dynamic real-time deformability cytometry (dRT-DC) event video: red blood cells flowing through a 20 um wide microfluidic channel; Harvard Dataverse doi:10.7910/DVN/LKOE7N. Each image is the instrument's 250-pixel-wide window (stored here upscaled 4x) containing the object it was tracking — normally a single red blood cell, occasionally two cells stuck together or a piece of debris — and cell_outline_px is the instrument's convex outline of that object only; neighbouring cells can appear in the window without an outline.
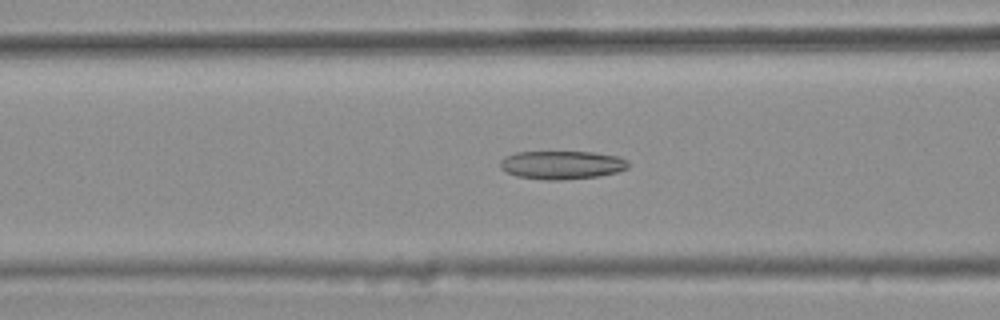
{"species": "common noctule bat (a hibernating species)", "species_latin": "Nyctalus noctula", "temperature_condition": "warm", "stored_images_in_passage": 41, "camera_frame_rate_fps": 3000, "um_per_image_px": 0.085, "animal": {"sex": "female", "body_mass_g": 25.1}, "frame": {"image": 1, "passage_image": 16, "time_ms": 5.0, "image_size_px": [1000, 320], "cell_outline_px": [[628, 168], [616, 172], [600, 176], [556, 180], [544, 180], [516, 176], [500, 168], [500, 160], [504, 156], [516, 152], [592, 152], [620, 156], [628, 160]], "centroid_in_image_um": [47.76, 14.01], "position_along_channel_um": 118.8, "area_um2": 21.27}}
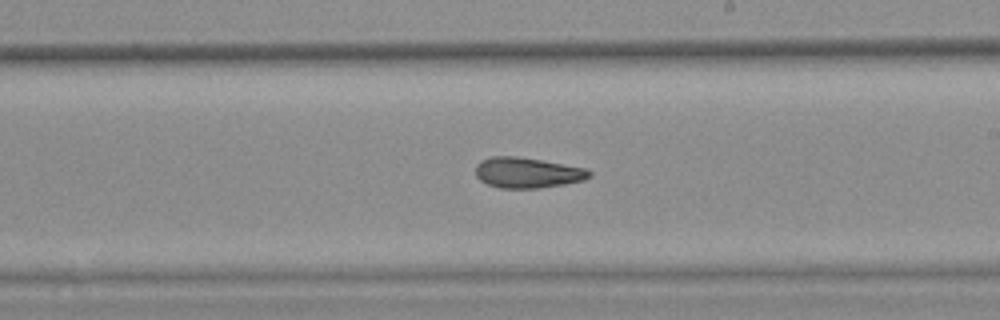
{"frame": {"image": 2, "passage_image": 26, "time_ms": 8.333, "image_size_px": [1000, 320], "cell_outline_px": [[592, 176], [584, 180], [564, 184], [540, 188], [500, 188], [488, 184], [480, 180], [476, 176], [476, 164], [480, 160], [492, 156], [516, 156], [540, 160], [584, 168], [592, 172]], "centroid_in_image_um": [44.8, 14.68], "position_along_channel_um": 244.2, "area_um2": 20.17}}
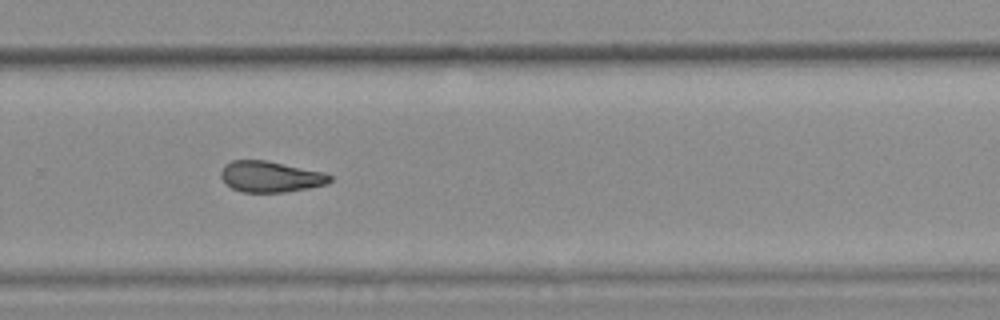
{"frame": {"image": 3, "passage_image": 31, "time_ms": 10.0, "image_size_px": [1000, 320], "cell_outline_px": [[332, 180], [328, 184], [308, 188], [284, 192], [240, 192], [224, 184], [220, 176], [220, 172], [224, 164], [232, 160], [268, 160], [324, 172], [332, 176]], "centroid_in_image_um": [22.97, 15.01], "position_along_channel_um": 306.8, "area_um2": 20.0}, "authors_computed_cell_mechanics": {"area_um2": 20.4612, "velocity_mm_per_s": 3.7606, "shape_relaxation_time_tau1_ms": null, "shape_relaxation_time_tau2_ms": 4.0279, "deformation_change_tau1": null, "deformation_change_tau2": 0.1228}}